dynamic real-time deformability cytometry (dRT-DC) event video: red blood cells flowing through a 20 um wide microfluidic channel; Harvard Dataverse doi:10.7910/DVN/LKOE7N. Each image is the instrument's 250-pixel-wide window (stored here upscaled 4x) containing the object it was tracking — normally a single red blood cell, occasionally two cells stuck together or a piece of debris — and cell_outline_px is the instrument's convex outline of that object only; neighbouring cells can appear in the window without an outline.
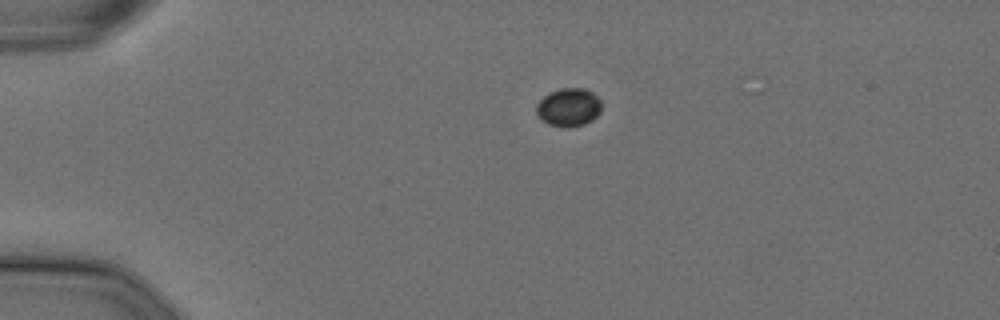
{"species": "Egyptian fruit bat (a non-hibernating species)", "species_latin": "Rousettus aegyptiacus", "temperature_condition": "cold", "stored_images_in_passage": 13, "camera_frame_rate_fps": 3000, "um_per_image_px": 0.085, "animal": {"sex": "female"}, "frame": {"image": 1, "passage_image": 1, "time_ms": 0.0, "image_size_px": [1000, 320], "cell_outline_px": [[600, 112], [592, 120], [584, 124], [568, 128], [564, 128], [548, 124], [540, 120], [536, 116], [536, 104], [548, 92], [560, 88], [584, 88], [592, 92], [600, 100]], "centroid_in_image_um": [48.29, 9.13], "position_along_channel_um": 36.7, "area_um2": 14.74}}
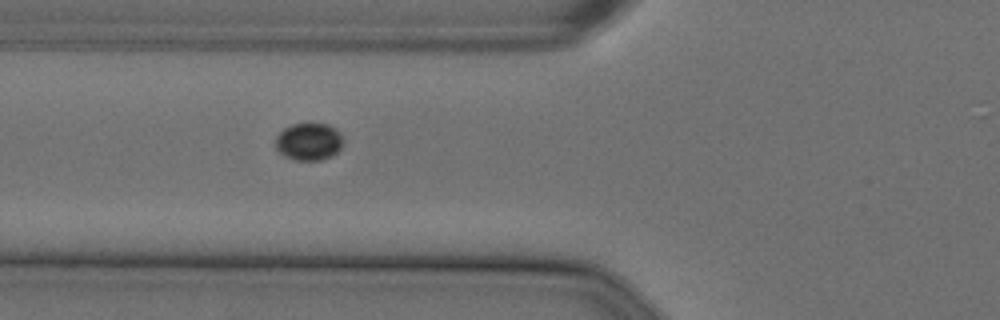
{"frame": {"image": 2, "passage_image": 10, "time_ms": 3.0, "image_size_px": [1000, 320], "cell_outline_px": [[344, 140], [340, 148], [332, 156], [320, 160], [296, 160], [284, 156], [276, 148], [276, 136], [284, 128], [292, 124], [308, 120], [328, 124], [336, 128], [340, 132]], "centroid_in_image_um": [26.27, 11.98], "position_along_channel_um": 99.5, "area_um2": 15.26}}
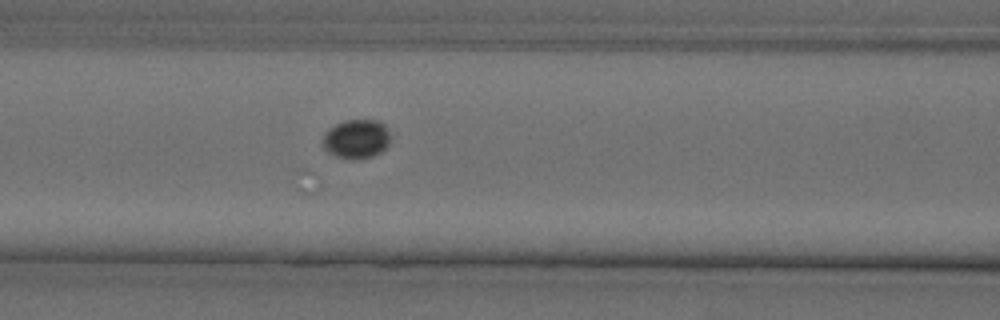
{"frame": {"image": 3, "passage_image": 13, "time_ms": 4.0, "image_size_px": [1000, 320], "cell_outline_px": [[388, 144], [380, 152], [372, 156], [352, 160], [336, 156], [328, 152], [320, 144], [320, 140], [324, 132], [328, 128], [344, 120], [380, 120], [388, 128]], "centroid_in_image_um": [30.23, 11.8], "position_along_channel_um": 136.4, "area_um2": 15.61}}